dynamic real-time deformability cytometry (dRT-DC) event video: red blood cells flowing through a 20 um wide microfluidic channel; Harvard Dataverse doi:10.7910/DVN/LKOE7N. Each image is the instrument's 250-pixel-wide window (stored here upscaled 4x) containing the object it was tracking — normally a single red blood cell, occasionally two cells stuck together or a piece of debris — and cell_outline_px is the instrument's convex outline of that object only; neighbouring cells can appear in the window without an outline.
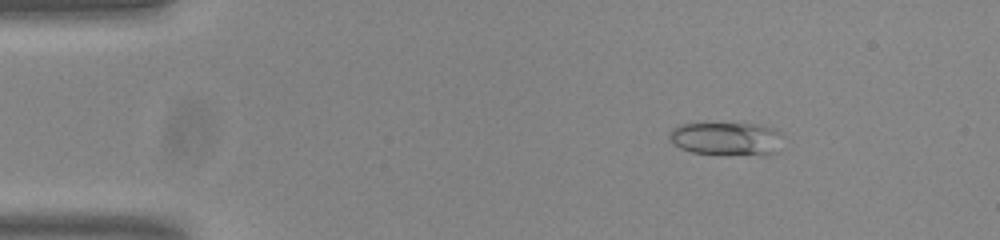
{"species": "common noctule bat (a hibernating species)", "species_latin": "Nyctalus noctula", "temperature_condition": "room temperature", "stored_images_in_passage": 53, "camera_frame_rate_fps": 3000, "um_per_image_px": 0.085, "animal": {"sex": "male", "body_mass_g": 20.0, "forearm_length_mm": 53.3}, "frame": {"image": 1, "passage_image": 7, "time_ms": 2.0, "image_size_px": [1000, 240], "cell_outline_px": [[780, 132], [776, 152], [764, 156], [692, 152], [680, 148], [668, 140], [668, 132], [672, 128], [680, 124], [704, 120], [756, 124], [776, 128]], "centroid_in_image_um": [61.66, 11.73], "position_along_channel_um": 23.3, "area_um2": 23.06}}
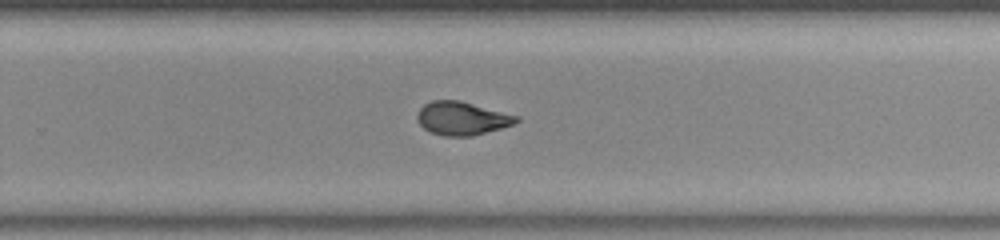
{"frame": {"image": 2, "passage_image": 34, "time_ms": 11.0, "image_size_px": [1000, 240], "cell_outline_px": [[520, 120], [512, 124], [500, 128], [472, 136], [444, 136], [432, 132], [424, 128], [416, 120], [416, 116], [420, 108], [424, 104], [432, 100], [460, 100], [520, 116]], "centroid_in_image_um": [39.26, 10.05], "position_along_channel_um": 290.5, "area_um2": 19.25}}
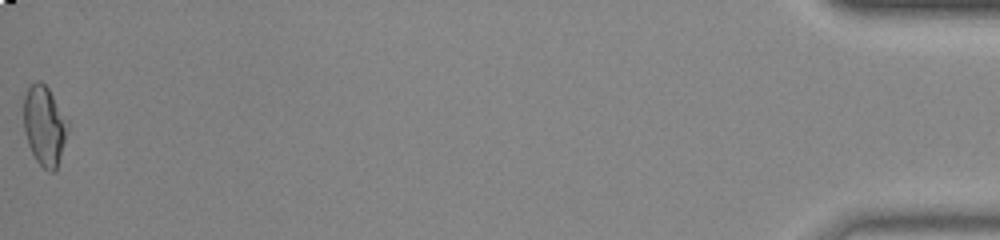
{"frame": {"image": 3, "passage_image": 53, "time_ms": 17.333, "image_size_px": [1000, 240], "cell_outline_px": [[68, 128], [60, 156], [56, 168], [52, 172], [48, 172], [36, 160], [28, 144], [24, 132], [24, 96], [28, 88], [36, 80], [40, 80], [48, 88], [68, 120]], "centroid_in_image_um": [3.76, 10.66], "position_along_channel_um": 431.4, "area_um2": 20.23}, "authors_computed_cell_mechanics": {"area_um2": 19.7676, "velocity_mm_per_s": 3.8069, "shape_relaxation_time_tau1_ms": 6.8637, "shape_relaxation_time_tau2_ms": 1.7592, "deformation_change_tau1": 0.1812, "deformation_change_tau2": 0.0753}}